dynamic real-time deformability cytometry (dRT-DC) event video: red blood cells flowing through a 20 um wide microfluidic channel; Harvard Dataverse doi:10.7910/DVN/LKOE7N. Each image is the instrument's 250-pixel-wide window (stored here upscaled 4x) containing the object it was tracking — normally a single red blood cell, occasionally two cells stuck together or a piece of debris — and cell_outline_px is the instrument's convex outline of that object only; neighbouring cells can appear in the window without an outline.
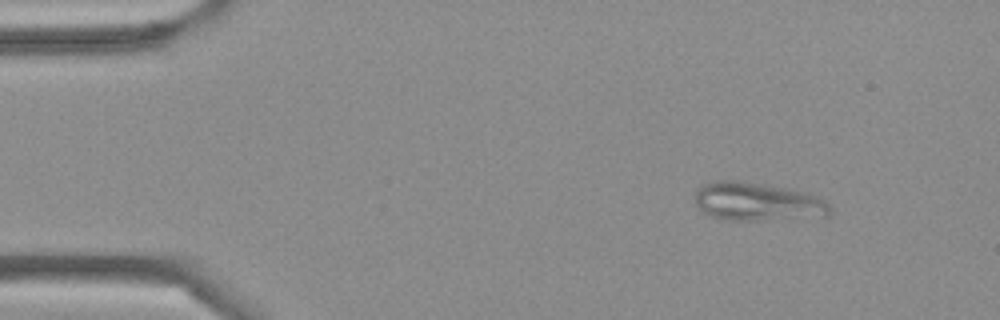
{"species": "Egyptian fruit bat (a non-hibernating species)", "species_latin": "Rousettus aegyptiacus", "temperature_condition": "cold", "stored_images_in_passage": 3, "camera_frame_rate_fps": 3000, "um_per_image_px": 0.085, "frame": {"image": 1, "passage_image": 1, "time_ms": 0.0, "image_size_px": [1000, 320], "cell_outline_px": [[832, 212], [828, 216], [764, 220], [724, 220], [708, 216], [696, 208], [696, 188], [700, 184], [712, 180], [740, 180], [788, 188], [808, 192], [820, 196], [832, 208]], "centroid_in_image_um": [64.35, 17.13], "position_along_channel_um": 20.7, "area_um2": 30.98}}